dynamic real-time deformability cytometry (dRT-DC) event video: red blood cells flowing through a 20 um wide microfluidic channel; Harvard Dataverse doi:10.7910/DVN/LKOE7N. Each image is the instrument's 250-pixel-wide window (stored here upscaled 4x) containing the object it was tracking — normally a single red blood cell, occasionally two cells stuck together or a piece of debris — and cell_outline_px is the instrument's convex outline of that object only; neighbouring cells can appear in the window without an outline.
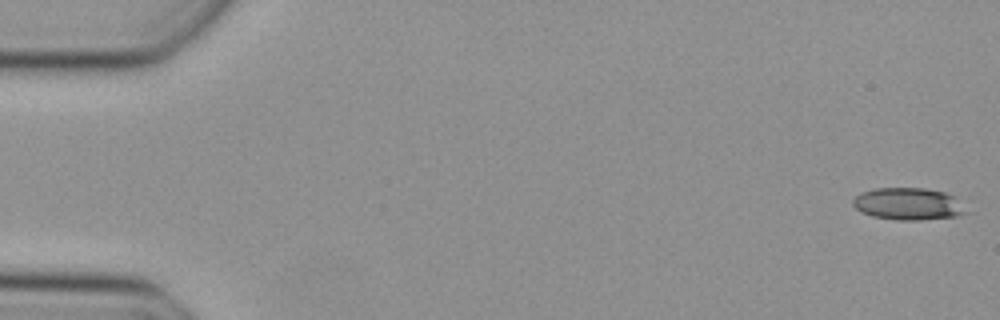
{"species": "Egyptian fruit bat (a non-hibernating species)", "species_latin": "Rousettus aegyptiacus", "temperature_condition": "cold", "stored_images_in_passage": 49, "camera_frame_rate_fps": 3000, "um_per_image_px": 0.085, "animal": {"sex": "female"}, "frame": {"image": 1, "passage_image": 1, "time_ms": 0.0, "image_size_px": [1000, 320], "cell_outline_px": [[976, 212], [956, 216], [920, 220], [900, 220], [872, 216], [860, 212], [852, 204], [852, 200], [860, 192], [876, 188], [924, 188], [944, 192], [956, 196]], "centroid_in_image_um": [77.32, 17.33], "position_along_channel_um": 7.7, "area_um2": 21.85}}
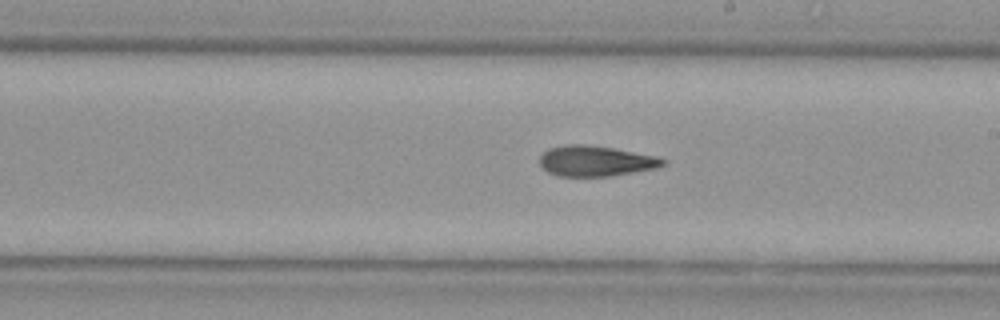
{"frame": {"image": 2, "passage_image": 28, "time_ms": 9.0, "image_size_px": [1000, 320], "cell_outline_px": [[668, 164], [656, 168], [608, 176], [560, 176], [548, 172], [540, 164], [540, 156], [548, 148], [564, 144], [584, 144], [612, 148], [656, 156], [668, 160]], "centroid_in_image_um": [50.64, 13.68], "position_along_channel_um": 238.4, "area_um2": 21.85}}
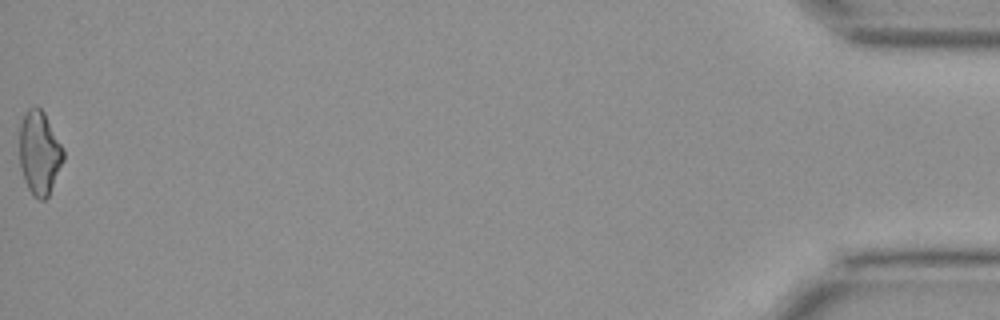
{"frame": {"image": 3, "passage_image": 49, "time_ms": 16.0, "image_size_px": [1000, 320], "cell_outline_px": [[64, 160], [48, 196], [44, 200], [40, 200], [32, 196], [24, 180], [20, 168], [20, 124], [28, 108], [36, 104], [44, 112], [64, 148]], "centroid_in_image_um": [3.36, 12.99], "position_along_channel_um": 431.8, "area_um2": 21.56}}